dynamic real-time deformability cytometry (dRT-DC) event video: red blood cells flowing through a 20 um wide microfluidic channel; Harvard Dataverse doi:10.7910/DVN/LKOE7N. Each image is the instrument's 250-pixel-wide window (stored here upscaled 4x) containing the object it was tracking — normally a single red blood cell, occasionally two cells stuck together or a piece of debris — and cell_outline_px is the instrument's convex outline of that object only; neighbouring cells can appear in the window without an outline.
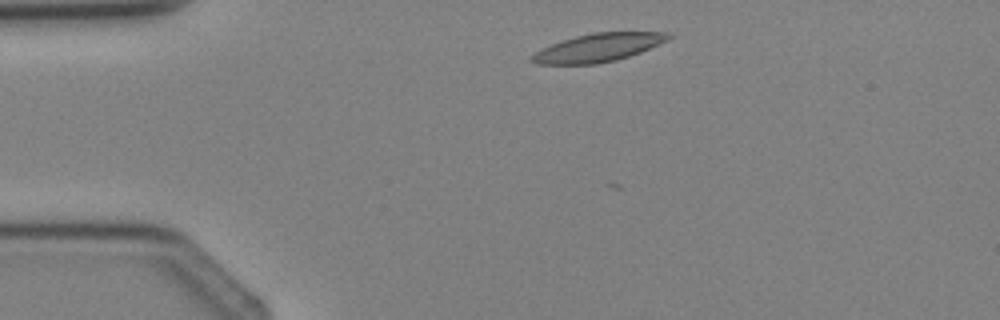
{"species": "Egyptian fruit bat (a non-hibernating species)", "species_latin": "Rousettus aegyptiacus", "temperature_condition": "cold", "stored_images_in_passage": 1, "camera_frame_rate_fps": 3000, "um_per_image_px": 0.085, "animal": {"sex": "female"}, "frame": {"image": 1, "passage_image": 1, "time_ms": 0.0, "image_size_px": [1000, 320], "cell_outline_px": [[672, 36], [668, 40], [640, 52], [616, 60], [596, 64], [536, 64], [528, 60], [528, 56], [540, 48], [576, 36], [592, 32], [668, 32]], "centroid_in_image_um": [50.78, 4.05], "position_along_channel_um": 34.2, "area_um2": 22.48}}